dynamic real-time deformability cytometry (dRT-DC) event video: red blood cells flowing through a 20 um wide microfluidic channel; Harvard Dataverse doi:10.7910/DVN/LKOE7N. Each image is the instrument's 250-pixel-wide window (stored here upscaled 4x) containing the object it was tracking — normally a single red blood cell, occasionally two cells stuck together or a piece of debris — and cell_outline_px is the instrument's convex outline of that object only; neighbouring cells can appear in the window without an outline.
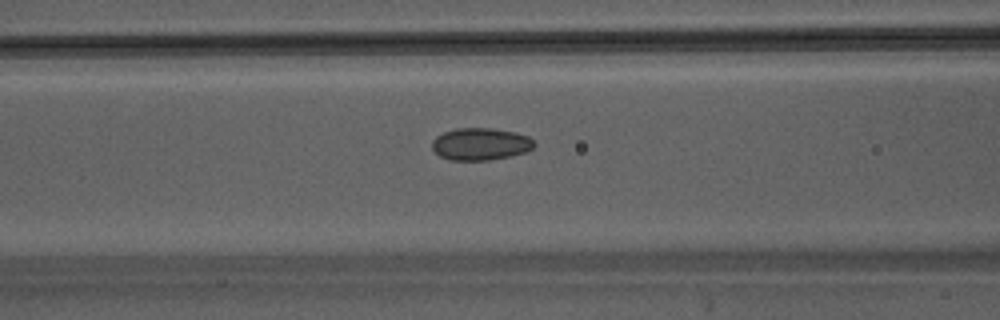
{"species": "Egyptian fruit bat (a non-hibernating species)", "species_latin": "Rousettus aegyptiacus", "temperature_condition": "warm", "stored_images_in_passage": 30, "camera_frame_rate_fps": 3000, "um_per_image_px": 0.085, "animal": {"sex": "male"}, "frame": {"image": 1, "passage_image": 9, "time_ms": 2.667, "image_size_px": [1000, 320], "cell_outline_px": [[536, 144], [532, 148], [524, 152], [508, 156], [488, 160], [448, 160], [440, 156], [432, 148], [432, 140], [436, 136], [444, 132], [456, 128], [492, 128], [516, 132], [528, 136]], "centroid_in_image_um": [40.82, 12.23], "position_along_channel_um": 125.8, "area_um2": 19.13}}
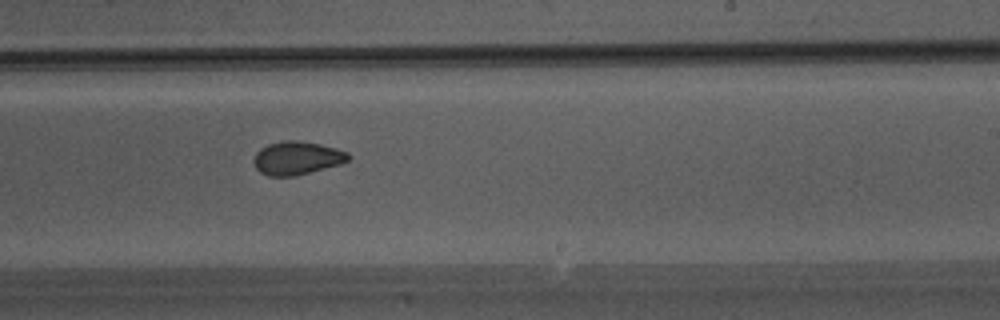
{"frame": {"image": 2, "passage_image": 18, "time_ms": 5.667, "image_size_px": [1000, 320], "cell_outline_px": [[348, 160], [340, 164], [296, 176], [268, 176], [260, 172], [256, 168], [252, 160], [256, 152], [260, 148], [268, 144], [284, 140], [296, 140], [320, 144], [336, 148], [348, 152]], "centroid_in_image_um": [25.2, 13.43], "position_along_channel_um": 263.8, "area_um2": 18.38}}
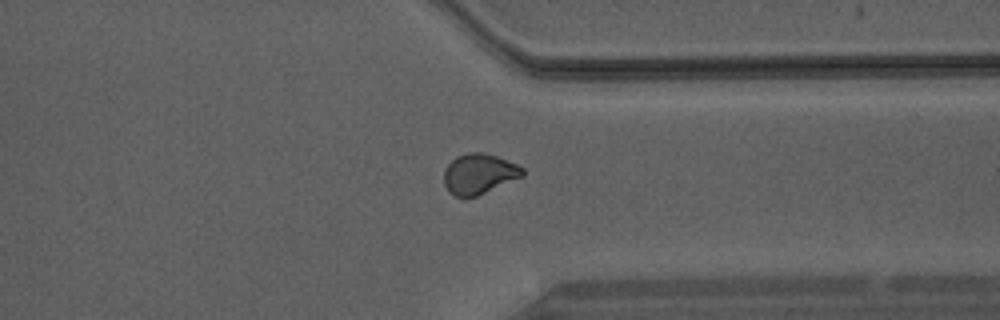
{"frame": {"image": 3, "passage_image": 25, "time_ms": 8.0, "image_size_px": [1000, 320], "cell_outline_px": [[524, 176], [476, 196], [464, 200], [452, 196], [448, 192], [444, 184], [444, 172], [448, 164], [456, 156], [468, 152], [484, 152], [496, 156], [516, 164], [524, 168]], "centroid_in_image_um": [40.69, 14.81], "position_along_channel_um": 370.7, "area_um2": 18.79}}